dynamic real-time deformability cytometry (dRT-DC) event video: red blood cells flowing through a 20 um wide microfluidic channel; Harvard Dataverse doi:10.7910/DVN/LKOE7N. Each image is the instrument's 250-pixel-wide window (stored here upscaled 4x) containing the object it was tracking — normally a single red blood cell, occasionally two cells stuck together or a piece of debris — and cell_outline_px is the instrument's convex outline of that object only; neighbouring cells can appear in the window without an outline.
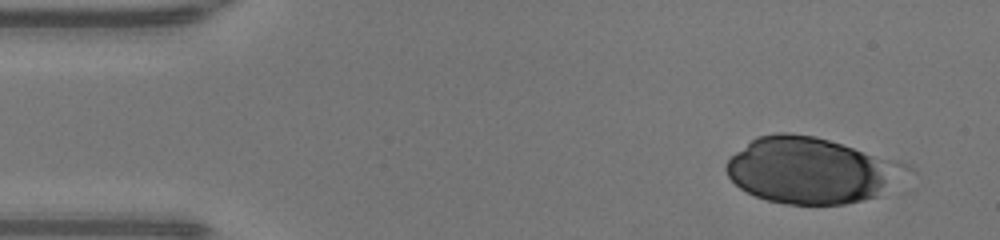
{"species": "human", "species_latin": "Homo sapiens", "temperature_condition": "warm", "stored_images_in_passage": 16, "camera_frame_rate_fps": 3000, "um_per_image_px": 0.085, "donor": {"sex": "male"}, "frame": {"image": 1, "passage_image": 3, "time_ms": 0.667, "image_size_px": [1000, 240], "cell_outline_px": [[888, 164], [884, 184], [880, 196], [864, 200], [844, 204], [784, 204], [768, 200], [756, 196], [740, 188], [728, 176], [724, 168], [728, 160], [736, 152], [752, 140], [760, 136], [776, 132], [788, 132], [816, 136], [852, 148], [884, 160]], "centroid_in_image_um": [68.5, 14.49], "position_along_channel_um": 16.5, "area_um2": 64.62}}